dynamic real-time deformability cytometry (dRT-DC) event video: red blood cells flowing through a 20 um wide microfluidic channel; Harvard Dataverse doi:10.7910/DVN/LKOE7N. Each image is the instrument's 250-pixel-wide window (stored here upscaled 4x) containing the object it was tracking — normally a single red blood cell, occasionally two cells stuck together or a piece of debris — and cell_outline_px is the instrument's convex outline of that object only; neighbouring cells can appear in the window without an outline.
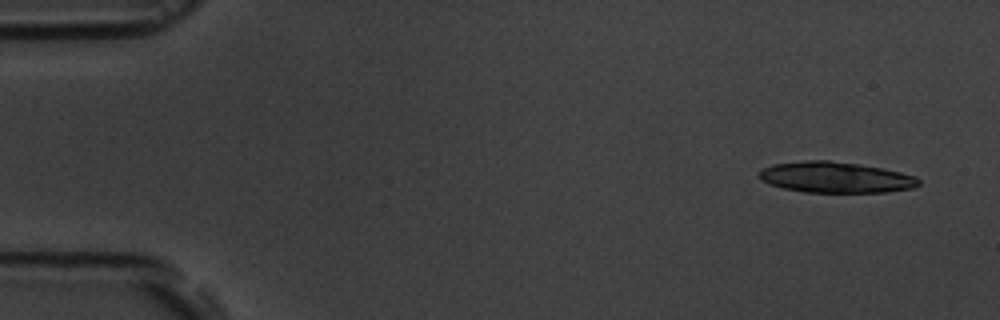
{"species": "common noctule bat (a hibernating species)", "species_latin": "Nyctalus noctula", "temperature_condition": "room temperature", "stored_images_in_passage": 6, "camera_frame_rate_fps": 3000, "um_per_image_px": 0.085, "animal": {"sex": "male", "body_mass_g": 19.5, "forearm_length_mm": 54.6}, "frame": {"image": 1, "passage_image": 1, "time_ms": 0.0, "image_size_px": [1000, 320], "cell_outline_px": [[920, 184], [916, 188], [884, 192], [804, 192], [784, 188], [772, 184], [764, 180], [760, 176], [760, 168], [772, 164], [804, 160], [828, 160], [860, 164], [884, 168], [916, 176], [920, 180]], "centroid_in_image_um": [71.08, 15.06], "position_along_channel_um": 13.9, "area_um2": 28.78}}
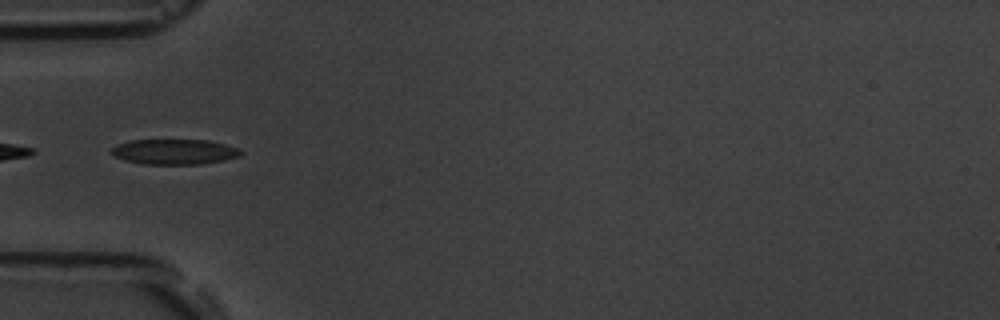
{"frame": {"image": 2, "passage_image": 5, "time_ms": 5.0, "image_size_px": [1000, 320], "cell_outline_px": [[244, 152], [240, 156], [224, 160], [200, 164], [144, 164], [124, 160], [112, 156], [108, 152], [116, 144], [128, 140], [208, 140], [240, 148]], "centroid_in_image_um": [14.79, 12.9], "position_along_channel_um": 70.2, "area_um2": 19.31}}
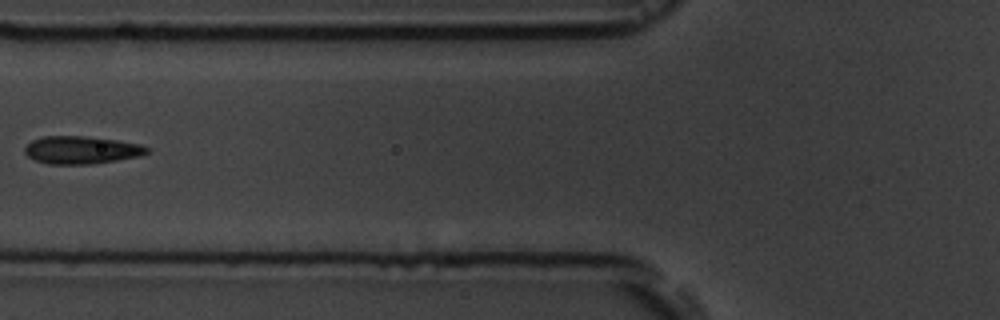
{"frame": {"image": 3, "passage_image": 6, "time_ms": 6.333, "image_size_px": [1000, 320], "cell_outline_px": [[152, 152], [140, 156], [92, 164], [48, 164], [36, 160], [28, 156], [24, 152], [24, 148], [32, 140], [44, 136], [84, 136], [116, 140], [140, 144], [152, 148]], "centroid_in_image_um": [6.97, 12.75], "position_along_channel_um": 118.8, "area_um2": 19.83}}